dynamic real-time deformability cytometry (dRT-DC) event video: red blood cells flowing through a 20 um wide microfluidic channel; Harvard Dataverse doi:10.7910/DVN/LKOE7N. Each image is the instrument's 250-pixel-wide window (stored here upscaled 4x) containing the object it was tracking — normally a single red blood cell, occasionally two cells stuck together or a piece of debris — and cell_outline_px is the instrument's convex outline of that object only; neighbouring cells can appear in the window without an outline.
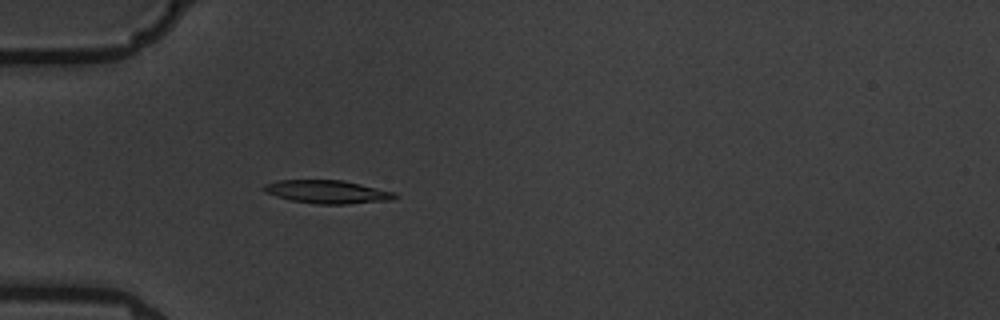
{"species": "common noctule bat (a hibernating species)", "species_latin": "Nyctalus noctula", "temperature_condition": "warm", "stored_images_in_passage": 4, "camera_frame_rate_fps": 3000, "um_per_image_px": 0.085, "animal": {"sex": "male", "body_mass_g": 19.5, "forearm_length_mm": 54.6}, "frame": {"image": 1, "passage_image": 4, "time_ms": 3.333, "image_size_px": [1000, 320], "cell_outline_px": [[400, 196], [392, 200], [348, 204], [316, 204], [292, 200], [276, 196], [264, 192], [264, 184], [276, 180], [344, 180], [396, 192]], "centroid_in_image_um": [27.87, 16.3], "position_along_channel_um": 57.1, "area_um2": 17.86}}